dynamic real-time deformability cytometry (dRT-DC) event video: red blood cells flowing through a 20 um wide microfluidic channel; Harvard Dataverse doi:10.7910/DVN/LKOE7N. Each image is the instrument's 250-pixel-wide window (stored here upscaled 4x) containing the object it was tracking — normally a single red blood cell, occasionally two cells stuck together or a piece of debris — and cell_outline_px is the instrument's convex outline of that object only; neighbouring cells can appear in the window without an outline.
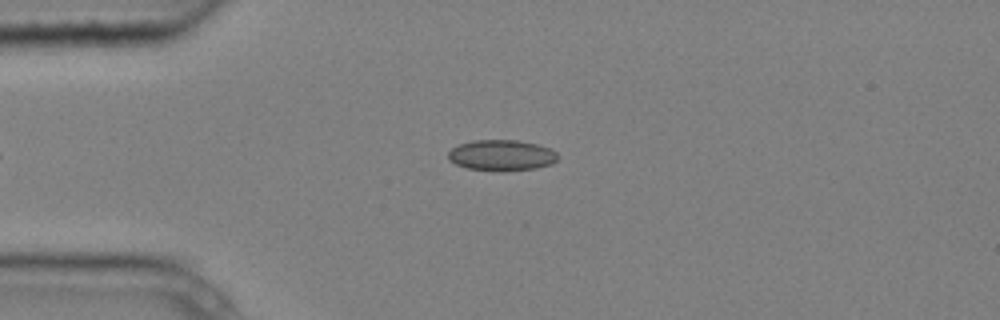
{"species": "common noctule bat (a hibernating species)", "species_latin": "Nyctalus noctula", "temperature_condition": "cold", "stored_images_in_passage": 8, "camera_frame_rate_fps": 3000, "um_per_image_px": 0.085, "animal": {"sex": "male", "body_mass_g": 20.4}, "frame": {"image": 1, "passage_image": 1, "time_ms": 0.0, "image_size_px": [1000, 320], "cell_outline_px": [[560, 156], [552, 164], [536, 168], [504, 172], [468, 168], [456, 164], [448, 160], [448, 152], [452, 148], [460, 144], [472, 140], [516, 140], [536, 144], [552, 148]], "centroid_in_image_um": [42.66, 13.2], "position_along_channel_um": 42.3, "area_um2": 19.94}}
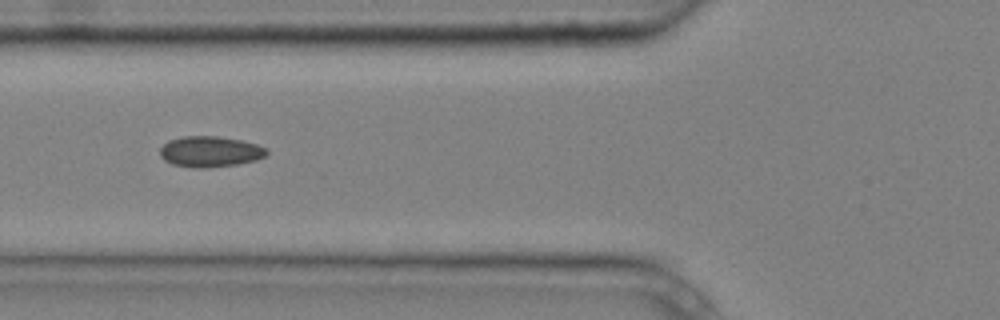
{"frame": {"image": 2, "passage_image": 3, "time_ms": 0.667, "image_size_px": [1000, 320], "cell_outline_px": [[268, 152], [264, 156], [256, 160], [236, 164], [200, 168], [196, 168], [172, 164], [164, 160], [160, 156], [160, 148], [168, 140], [184, 136], [216, 136], [240, 140], [256, 144], [268, 148]], "centroid_in_image_um": [17.84, 12.88], "position_along_channel_um": 108.0, "area_um2": 19.02}}
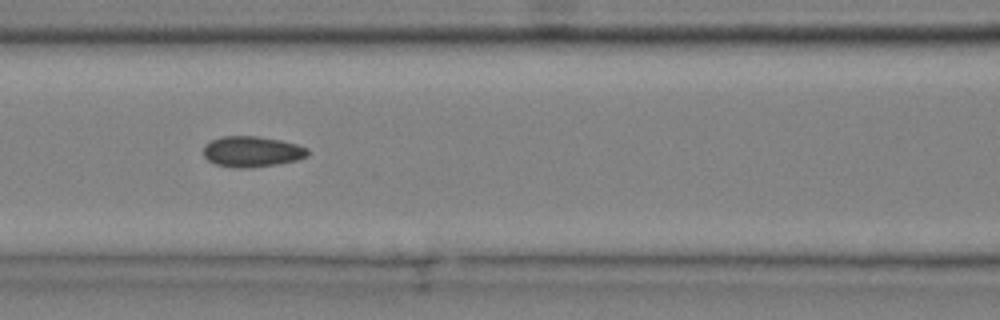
{"frame": {"image": 3, "passage_image": 4, "time_ms": 1.0, "image_size_px": [1000, 320], "cell_outline_px": [[308, 156], [296, 160], [276, 164], [252, 168], [232, 168], [216, 164], [208, 160], [204, 156], [204, 144], [220, 136], [256, 136], [280, 140], [296, 144], [308, 148]], "centroid_in_image_um": [21.39, 12.89], "position_along_channel_um": 145.2, "area_um2": 18.73}}